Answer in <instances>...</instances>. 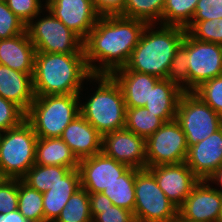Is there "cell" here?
Returning <instances> with one entry per match:
<instances>
[{
    "instance_id": "38",
    "label": "cell",
    "mask_w": 222,
    "mask_h": 222,
    "mask_svg": "<svg viewBox=\"0 0 222 222\" xmlns=\"http://www.w3.org/2000/svg\"><path fill=\"white\" fill-rule=\"evenodd\" d=\"M92 222H136L132 211L112 205L105 208H91Z\"/></svg>"
},
{
    "instance_id": "20",
    "label": "cell",
    "mask_w": 222,
    "mask_h": 222,
    "mask_svg": "<svg viewBox=\"0 0 222 222\" xmlns=\"http://www.w3.org/2000/svg\"><path fill=\"white\" fill-rule=\"evenodd\" d=\"M36 49L27 31L0 40V65L26 74H34Z\"/></svg>"
},
{
    "instance_id": "3",
    "label": "cell",
    "mask_w": 222,
    "mask_h": 222,
    "mask_svg": "<svg viewBox=\"0 0 222 222\" xmlns=\"http://www.w3.org/2000/svg\"><path fill=\"white\" fill-rule=\"evenodd\" d=\"M91 75L85 54L36 52L32 77L34 95L79 94Z\"/></svg>"
},
{
    "instance_id": "9",
    "label": "cell",
    "mask_w": 222,
    "mask_h": 222,
    "mask_svg": "<svg viewBox=\"0 0 222 222\" xmlns=\"http://www.w3.org/2000/svg\"><path fill=\"white\" fill-rule=\"evenodd\" d=\"M188 148L209 137L222 127V116L193 91L183 92L177 106L176 119Z\"/></svg>"
},
{
    "instance_id": "45",
    "label": "cell",
    "mask_w": 222,
    "mask_h": 222,
    "mask_svg": "<svg viewBox=\"0 0 222 222\" xmlns=\"http://www.w3.org/2000/svg\"><path fill=\"white\" fill-rule=\"evenodd\" d=\"M0 222H28L24 216L18 211L8 212L0 216Z\"/></svg>"
},
{
    "instance_id": "14",
    "label": "cell",
    "mask_w": 222,
    "mask_h": 222,
    "mask_svg": "<svg viewBox=\"0 0 222 222\" xmlns=\"http://www.w3.org/2000/svg\"><path fill=\"white\" fill-rule=\"evenodd\" d=\"M222 208V194L207 180H200L178 208V214L191 222H217Z\"/></svg>"
},
{
    "instance_id": "22",
    "label": "cell",
    "mask_w": 222,
    "mask_h": 222,
    "mask_svg": "<svg viewBox=\"0 0 222 222\" xmlns=\"http://www.w3.org/2000/svg\"><path fill=\"white\" fill-rule=\"evenodd\" d=\"M184 91L167 79H160L151 89L145 104L148 113L160 117L165 123L176 119L179 99Z\"/></svg>"
},
{
    "instance_id": "27",
    "label": "cell",
    "mask_w": 222,
    "mask_h": 222,
    "mask_svg": "<svg viewBox=\"0 0 222 222\" xmlns=\"http://www.w3.org/2000/svg\"><path fill=\"white\" fill-rule=\"evenodd\" d=\"M28 222H44L43 193L18 179V209Z\"/></svg>"
},
{
    "instance_id": "1",
    "label": "cell",
    "mask_w": 222,
    "mask_h": 222,
    "mask_svg": "<svg viewBox=\"0 0 222 222\" xmlns=\"http://www.w3.org/2000/svg\"><path fill=\"white\" fill-rule=\"evenodd\" d=\"M146 23L121 15L100 16L83 41L85 61L91 74H108L124 67Z\"/></svg>"
},
{
    "instance_id": "37",
    "label": "cell",
    "mask_w": 222,
    "mask_h": 222,
    "mask_svg": "<svg viewBox=\"0 0 222 222\" xmlns=\"http://www.w3.org/2000/svg\"><path fill=\"white\" fill-rule=\"evenodd\" d=\"M18 209V179L0 178V216Z\"/></svg>"
},
{
    "instance_id": "30",
    "label": "cell",
    "mask_w": 222,
    "mask_h": 222,
    "mask_svg": "<svg viewBox=\"0 0 222 222\" xmlns=\"http://www.w3.org/2000/svg\"><path fill=\"white\" fill-rule=\"evenodd\" d=\"M198 0H166L162 25L186 28L195 14Z\"/></svg>"
},
{
    "instance_id": "8",
    "label": "cell",
    "mask_w": 222,
    "mask_h": 222,
    "mask_svg": "<svg viewBox=\"0 0 222 222\" xmlns=\"http://www.w3.org/2000/svg\"><path fill=\"white\" fill-rule=\"evenodd\" d=\"M133 214L136 222H174L178 216V207L167 198L148 169L135 174Z\"/></svg>"
},
{
    "instance_id": "10",
    "label": "cell",
    "mask_w": 222,
    "mask_h": 222,
    "mask_svg": "<svg viewBox=\"0 0 222 222\" xmlns=\"http://www.w3.org/2000/svg\"><path fill=\"white\" fill-rule=\"evenodd\" d=\"M186 136L176 121L164 123L146 139V165L177 164L186 161Z\"/></svg>"
},
{
    "instance_id": "6",
    "label": "cell",
    "mask_w": 222,
    "mask_h": 222,
    "mask_svg": "<svg viewBox=\"0 0 222 222\" xmlns=\"http://www.w3.org/2000/svg\"><path fill=\"white\" fill-rule=\"evenodd\" d=\"M37 141V135L26 120L0 132V178L21 180L35 164Z\"/></svg>"
},
{
    "instance_id": "36",
    "label": "cell",
    "mask_w": 222,
    "mask_h": 222,
    "mask_svg": "<svg viewBox=\"0 0 222 222\" xmlns=\"http://www.w3.org/2000/svg\"><path fill=\"white\" fill-rule=\"evenodd\" d=\"M12 12L27 25L45 7L43 0H5Z\"/></svg>"
},
{
    "instance_id": "19",
    "label": "cell",
    "mask_w": 222,
    "mask_h": 222,
    "mask_svg": "<svg viewBox=\"0 0 222 222\" xmlns=\"http://www.w3.org/2000/svg\"><path fill=\"white\" fill-rule=\"evenodd\" d=\"M110 75L121 88L126 108L144 107L151 89L160 80L154 75L128 70L125 66Z\"/></svg>"
},
{
    "instance_id": "2",
    "label": "cell",
    "mask_w": 222,
    "mask_h": 222,
    "mask_svg": "<svg viewBox=\"0 0 222 222\" xmlns=\"http://www.w3.org/2000/svg\"><path fill=\"white\" fill-rule=\"evenodd\" d=\"M79 97L80 114L102 136L125 128L126 105L123 93L111 75L92 74L84 83Z\"/></svg>"
},
{
    "instance_id": "12",
    "label": "cell",
    "mask_w": 222,
    "mask_h": 222,
    "mask_svg": "<svg viewBox=\"0 0 222 222\" xmlns=\"http://www.w3.org/2000/svg\"><path fill=\"white\" fill-rule=\"evenodd\" d=\"M130 167L100 152L79 161L81 187L88 193H100Z\"/></svg>"
},
{
    "instance_id": "34",
    "label": "cell",
    "mask_w": 222,
    "mask_h": 222,
    "mask_svg": "<svg viewBox=\"0 0 222 222\" xmlns=\"http://www.w3.org/2000/svg\"><path fill=\"white\" fill-rule=\"evenodd\" d=\"M25 31V23L12 12L5 0H0V40L14 37Z\"/></svg>"
},
{
    "instance_id": "47",
    "label": "cell",
    "mask_w": 222,
    "mask_h": 222,
    "mask_svg": "<svg viewBox=\"0 0 222 222\" xmlns=\"http://www.w3.org/2000/svg\"><path fill=\"white\" fill-rule=\"evenodd\" d=\"M217 222H222V208H221L220 215H219V218H218Z\"/></svg>"
},
{
    "instance_id": "11",
    "label": "cell",
    "mask_w": 222,
    "mask_h": 222,
    "mask_svg": "<svg viewBox=\"0 0 222 222\" xmlns=\"http://www.w3.org/2000/svg\"><path fill=\"white\" fill-rule=\"evenodd\" d=\"M189 91L222 76V45L202 42L188 34Z\"/></svg>"
},
{
    "instance_id": "16",
    "label": "cell",
    "mask_w": 222,
    "mask_h": 222,
    "mask_svg": "<svg viewBox=\"0 0 222 222\" xmlns=\"http://www.w3.org/2000/svg\"><path fill=\"white\" fill-rule=\"evenodd\" d=\"M147 169L154 175L158 186L167 198L178 208L200 181L186 162L157 165Z\"/></svg>"
},
{
    "instance_id": "44",
    "label": "cell",
    "mask_w": 222,
    "mask_h": 222,
    "mask_svg": "<svg viewBox=\"0 0 222 222\" xmlns=\"http://www.w3.org/2000/svg\"><path fill=\"white\" fill-rule=\"evenodd\" d=\"M218 192L222 194V166L206 179ZM215 186H214V185Z\"/></svg>"
},
{
    "instance_id": "25",
    "label": "cell",
    "mask_w": 222,
    "mask_h": 222,
    "mask_svg": "<svg viewBox=\"0 0 222 222\" xmlns=\"http://www.w3.org/2000/svg\"><path fill=\"white\" fill-rule=\"evenodd\" d=\"M72 169L74 168L34 164L21 180L30 188L44 193L56 183L60 182Z\"/></svg>"
},
{
    "instance_id": "17",
    "label": "cell",
    "mask_w": 222,
    "mask_h": 222,
    "mask_svg": "<svg viewBox=\"0 0 222 222\" xmlns=\"http://www.w3.org/2000/svg\"><path fill=\"white\" fill-rule=\"evenodd\" d=\"M186 164L200 179L206 180L222 166V127L188 148Z\"/></svg>"
},
{
    "instance_id": "18",
    "label": "cell",
    "mask_w": 222,
    "mask_h": 222,
    "mask_svg": "<svg viewBox=\"0 0 222 222\" xmlns=\"http://www.w3.org/2000/svg\"><path fill=\"white\" fill-rule=\"evenodd\" d=\"M78 161L102 152V135L81 115H77L60 137Z\"/></svg>"
},
{
    "instance_id": "40",
    "label": "cell",
    "mask_w": 222,
    "mask_h": 222,
    "mask_svg": "<svg viewBox=\"0 0 222 222\" xmlns=\"http://www.w3.org/2000/svg\"><path fill=\"white\" fill-rule=\"evenodd\" d=\"M222 18V0H198L191 21H205Z\"/></svg>"
},
{
    "instance_id": "32",
    "label": "cell",
    "mask_w": 222,
    "mask_h": 222,
    "mask_svg": "<svg viewBox=\"0 0 222 222\" xmlns=\"http://www.w3.org/2000/svg\"><path fill=\"white\" fill-rule=\"evenodd\" d=\"M194 39L222 45V18L205 21H191L185 28Z\"/></svg>"
},
{
    "instance_id": "35",
    "label": "cell",
    "mask_w": 222,
    "mask_h": 222,
    "mask_svg": "<svg viewBox=\"0 0 222 222\" xmlns=\"http://www.w3.org/2000/svg\"><path fill=\"white\" fill-rule=\"evenodd\" d=\"M26 113L15 103L0 96V132L19 126Z\"/></svg>"
},
{
    "instance_id": "5",
    "label": "cell",
    "mask_w": 222,
    "mask_h": 222,
    "mask_svg": "<svg viewBox=\"0 0 222 222\" xmlns=\"http://www.w3.org/2000/svg\"><path fill=\"white\" fill-rule=\"evenodd\" d=\"M79 114V94L35 96L25 120L38 138H55Z\"/></svg>"
},
{
    "instance_id": "46",
    "label": "cell",
    "mask_w": 222,
    "mask_h": 222,
    "mask_svg": "<svg viewBox=\"0 0 222 222\" xmlns=\"http://www.w3.org/2000/svg\"><path fill=\"white\" fill-rule=\"evenodd\" d=\"M174 222H191V221H188V220L183 219V218L178 214V216H177V218H176V220H175Z\"/></svg>"
},
{
    "instance_id": "39",
    "label": "cell",
    "mask_w": 222,
    "mask_h": 222,
    "mask_svg": "<svg viewBox=\"0 0 222 222\" xmlns=\"http://www.w3.org/2000/svg\"><path fill=\"white\" fill-rule=\"evenodd\" d=\"M80 188V173L78 168H74L65 175L60 182L56 183L51 187V189L47 190L43 194L72 196Z\"/></svg>"
},
{
    "instance_id": "21",
    "label": "cell",
    "mask_w": 222,
    "mask_h": 222,
    "mask_svg": "<svg viewBox=\"0 0 222 222\" xmlns=\"http://www.w3.org/2000/svg\"><path fill=\"white\" fill-rule=\"evenodd\" d=\"M33 74L0 65V96L19 106L25 113L34 101Z\"/></svg>"
},
{
    "instance_id": "31",
    "label": "cell",
    "mask_w": 222,
    "mask_h": 222,
    "mask_svg": "<svg viewBox=\"0 0 222 222\" xmlns=\"http://www.w3.org/2000/svg\"><path fill=\"white\" fill-rule=\"evenodd\" d=\"M188 33H185L182 45L175 52L166 79L177 85L182 91H189L188 71Z\"/></svg>"
},
{
    "instance_id": "7",
    "label": "cell",
    "mask_w": 222,
    "mask_h": 222,
    "mask_svg": "<svg viewBox=\"0 0 222 222\" xmlns=\"http://www.w3.org/2000/svg\"><path fill=\"white\" fill-rule=\"evenodd\" d=\"M26 31L36 52L85 54L83 40L46 7L26 25Z\"/></svg>"
},
{
    "instance_id": "24",
    "label": "cell",
    "mask_w": 222,
    "mask_h": 222,
    "mask_svg": "<svg viewBox=\"0 0 222 222\" xmlns=\"http://www.w3.org/2000/svg\"><path fill=\"white\" fill-rule=\"evenodd\" d=\"M140 169L130 167L115 182L106 187L102 193L118 207L134 211L135 205V174Z\"/></svg>"
},
{
    "instance_id": "42",
    "label": "cell",
    "mask_w": 222,
    "mask_h": 222,
    "mask_svg": "<svg viewBox=\"0 0 222 222\" xmlns=\"http://www.w3.org/2000/svg\"><path fill=\"white\" fill-rule=\"evenodd\" d=\"M95 10L100 16L120 15L126 0H92Z\"/></svg>"
},
{
    "instance_id": "29",
    "label": "cell",
    "mask_w": 222,
    "mask_h": 222,
    "mask_svg": "<svg viewBox=\"0 0 222 222\" xmlns=\"http://www.w3.org/2000/svg\"><path fill=\"white\" fill-rule=\"evenodd\" d=\"M54 222H92L89 193L82 187L78 189Z\"/></svg>"
},
{
    "instance_id": "41",
    "label": "cell",
    "mask_w": 222,
    "mask_h": 222,
    "mask_svg": "<svg viewBox=\"0 0 222 222\" xmlns=\"http://www.w3.org/2000/svg\"><path fill=\"white\" fill-rule=\"evenodd\" d=\"M70 197L43 194L44 222H54Z\"/></svg>"
},
{
    "instance_id": "15",
    "label": "cell",
    "mask_w": 222,
    "mask_h": 222,
    "mask_svg": "<svg viewBox=\"0 0 222 222\" xmlns=\"http://www.w3.org/2000/svg\"><path fill=\"white\" fill-rule=\"evenodd\" d=\"M46 8L83 41L100 17L92 0H48Z\"/></svg>"
},
{
    "instance_id": "13",
    "label": "cell",
    "mask_w": 222,
    "mask_h": 222,
    "mask_svg": "<svg viewBox=\"0 0 222 222\" xmlns=\"http://www.w3.org/2000/svg\"><path fill=\"white\" fill-rule=\"evenodd\" d=\"M102 152L129 167L147 169L146 139L126 128L104 134Z\"/></svg>"
},
{
    "instance_id": "28",
    "label": "cell",
    "mask_w": 222,
    "mask_h": 222,
    "mask_svg": "<svg viewBox=\"0 0 222 222\" xmlns=\"http://www.w3.org/2000/svg\"><path fill=\"white\" fill-rule=\"evenodd\" d=\"M165 122L158 116L148 113L145 107L126 108L125 128L147 139Z\"/></svg>"
},
{
    "instance_id": "43",
    "label": "cell",
    "mask_w": 222,
    "mask_h": 222,
    "mask_svg": "<svg viewBox=\"0 0 222 222\" xmlns=\"http://www.w3.org/2000/svg\"><path fill=\"white\" fill-rule=\"evenodd\" d=\"M89 199L91 208H105L113 205L112 201L102 192L89 193Z\"/></svg>"
},
{
    "instance_id": "33",
    "label": "cell",
    "mask_w": 222,
    "mask_h": 222,
    "mask_svg": "<svg viewBox=\"0 0 222 222\" xmlns=\"http://www.w3.org/2000/svg\"><path fill=\"white\" fill-rule=\"evenodd\" d=\"M193 92L222 116V76L205 81Z\"/></svg>"
},
{
    "instance_id": "26",
    "label": "cell",
    "mask_w": 222,
    "mask_h": 222,
    "mask_svg": "<svg viewBox=\"0 0 222 222\" xmlns=\"http://www.w3.org/2000/svg\"><path fill=\"white\" fill-rule=\"evenodd\" d=\"M166 0H126L123 17L145 22L147 25H162V12Z\"/></svg>"
},
{
    "instance_id": "4",
    "label": "cell",
    "mask_w": 222,
    "mask_h": 222,
    "mask_svg": "<svg viewBox=\"0 0 222 222\" xmlns=\"http://www.w3.org/2000/svg\"><path fill=\"white\" fill-rule=\"evenodd\" d=\"M186 30L179 26L146 25L125 65L128 70L166 79Z\"/></svg>"
},
{
    "instance_id": "23",
    "label": "cell",
    "mask_w": 222,
    "mask_h": 222,
    "mask_svg": "<svg viewBox=\"0 0 222 222\" xmlns=\"http://www.w3.org/2000/svg\"><path fill=\"white\" fill-rule=\"evenodd\" d=\"M35 164L78 168L79 161L60 137L38 138Z\"/></svg>"
}]
</instances>
